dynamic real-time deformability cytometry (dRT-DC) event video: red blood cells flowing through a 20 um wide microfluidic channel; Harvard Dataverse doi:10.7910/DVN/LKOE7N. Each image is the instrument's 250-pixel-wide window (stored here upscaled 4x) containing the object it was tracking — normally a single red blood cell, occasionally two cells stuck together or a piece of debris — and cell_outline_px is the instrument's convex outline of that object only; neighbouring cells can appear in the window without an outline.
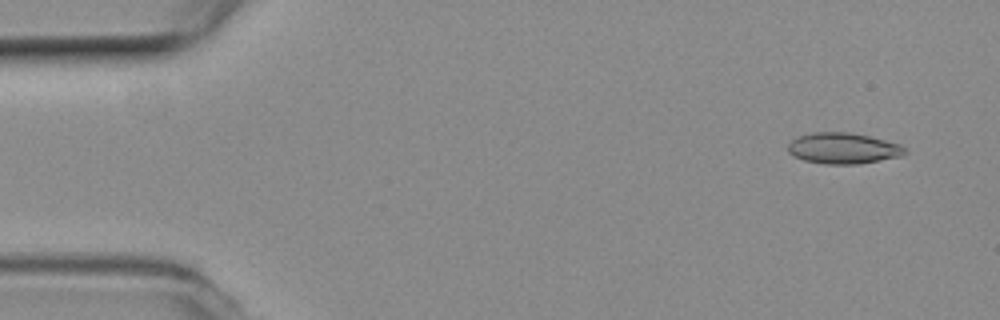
{"species": "common noctule bat (a hibernating species)", "species_latin": "Nyctalus noctula", "temperature_condition": "room temperature", "stored_images_in_passage": 7, "segment_of_instrument_passage": [2, 2], "camera_frame_rate_fps": 3000, "um_per_image_px": 0.085, "animal": {"sex": "female", "body_mass_g": 19.3, "forearm_length_mm": 54.1}, "frame": {"image": 1, "passage_image": 7, "time_ms": 2.0, "image_size_px": [1000, 320], "cell_outline_px": [[908, 152], [900, 156], [860, 164], [824, 164], [804, 160], [788, 152], [788, 144], [796, 136], [812, 132], [852, 132], [900, 144]], "centroid_in_image_um": [71.65, 12.6], "position_along_channel_um": 13.4, "area_um2": 21.1}}